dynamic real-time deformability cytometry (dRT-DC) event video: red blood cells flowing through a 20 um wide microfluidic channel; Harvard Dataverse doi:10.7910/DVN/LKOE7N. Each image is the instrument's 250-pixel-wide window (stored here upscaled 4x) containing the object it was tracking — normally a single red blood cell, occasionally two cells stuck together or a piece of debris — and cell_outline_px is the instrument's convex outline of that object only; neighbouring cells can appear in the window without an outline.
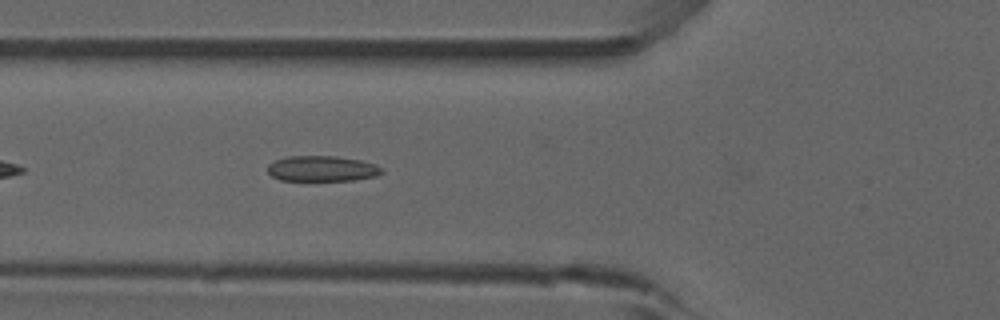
{"species": "common noctule bat (a hibernating species)", "species_latin": "Nyctalus noctula", "temperature_condition": "room temperature", "stored_images_in_passage": 18, "camera_frame_rate_fps": 3000, "um_per_image_px": 0.085, "animal": {"sex": "male", "forearm_length_mm": 52.5}, "frame": {"image": 1, "passage_image": 6, "time_ms": 1.667, "image_size_px": [1000, 320], "cell_outline_px": [[384, 172], [376, 176], [356, 180], [280, 180], [272, 176], [268, 172], [268, 164], [276, 160], [288, 156], [336, 156], [360, 160], [376, 164]], "centroid_in_image_um": [27.38, 14.33], "position_along_channel_um": 98.4, "area_um2": 16.94}}
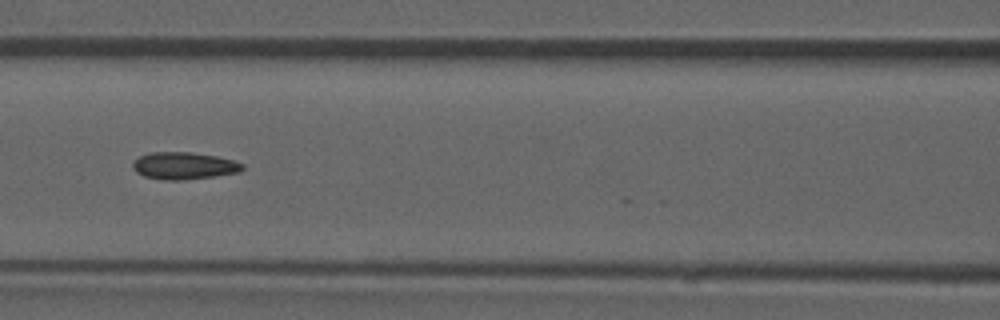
{"frame": {"image": 2, "passage_image": 10, "time_ms": 3.0, "image_size_px": [1000, 320], "cell_outline_px": [[244, 168], [240, 172], [216, 176], [184, 180], [164, 180], [144, 176], [136, 172], [132, 168], [132, 160], [140, 156], [152, 152], [192, 152], [216, 156], [232, 160], [244, 164]], "centroid_in_image_um": [15.62, 14.09], "position_along_channel_um": 151.0, "area_um2": 17.51}}